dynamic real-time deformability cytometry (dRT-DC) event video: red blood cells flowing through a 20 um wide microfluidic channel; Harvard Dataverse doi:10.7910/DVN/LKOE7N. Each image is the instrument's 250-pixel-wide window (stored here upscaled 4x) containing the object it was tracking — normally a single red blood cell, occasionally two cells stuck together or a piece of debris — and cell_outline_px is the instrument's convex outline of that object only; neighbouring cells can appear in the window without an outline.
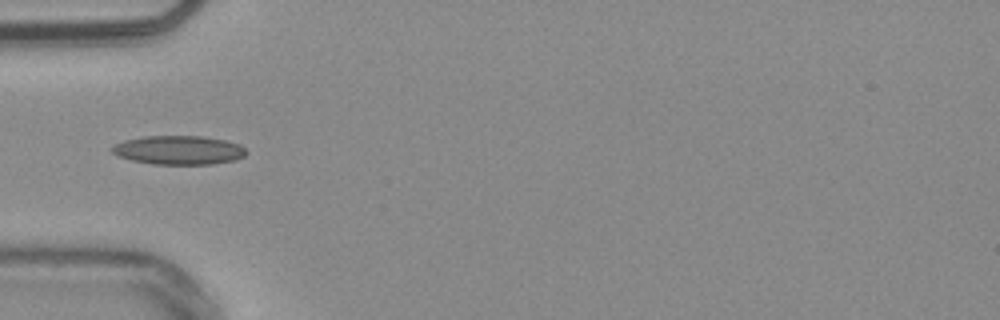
{"species": "common noctule bat (a hibernating species)", "species_latin": "Nyctalus noctula", "temperature_condition": "warm", "stored_images_in_passage": 8, "camera_frame_rate_fps": 3000, "um_per_image_px": 0.085, "animal": {"sex": "male", "body_mass_g": 20.4}, "frame": {"image": 1, "passage_image": 1, "time_ms": 0.0, "image_size_px": [1000, 320], "cell_outline_px": [[248, 152], [244, 156], [236, 160], [212, 164], [152, 164], [132, 160], [116, 156], [112, 152], [112, 144], [124, 140], [144, 136], [204, 136], [224, 140], [240, 144]], "centroid_in_image_um": [15.18, 12.76], "position_along_channel_um": 69.8, "area_um2": 22.77}}